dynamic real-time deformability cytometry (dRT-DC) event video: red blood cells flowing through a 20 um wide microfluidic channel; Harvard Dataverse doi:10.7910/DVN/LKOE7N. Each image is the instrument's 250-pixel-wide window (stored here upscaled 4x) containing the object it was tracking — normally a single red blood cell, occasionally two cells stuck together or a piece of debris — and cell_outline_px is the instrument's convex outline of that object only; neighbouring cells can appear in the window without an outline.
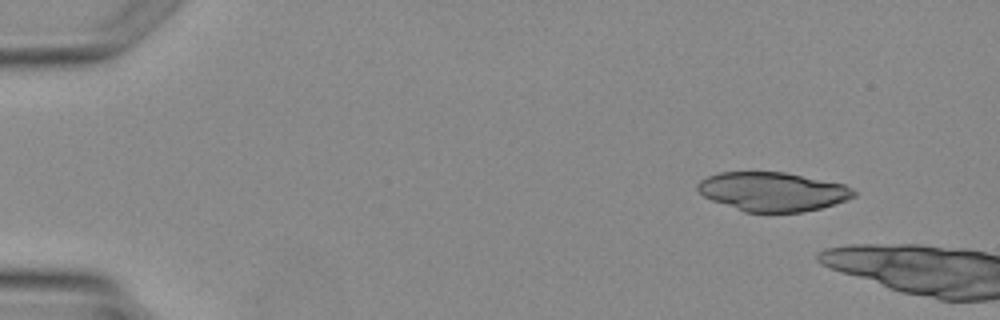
{"species": "Egyptian fruit bat (a non-hibernating species)", "species_latin": "Rousettus aegyptiacus", "temperature_condition": "warm", "stored_images_in_passage": 3, "camera_frame_rate_fps": 3000, "um_per_image_px": 0.085, "animal": {"sex": "female"}, "frame": {"image": 1, "passage_image": 1, "time_ms": 0.0, "image_size_px": [1000, 320], "cell_outline_px": [[856, 196], [820, 208], [804, 212], [744, 212], [712, 200], [704, 196], [696, 188], [696, 184], [700, 180], [708, 176], [720, 172], [784, 172], [844, 184], [852, 188], [856, 192]], "centroid_in_image_um": [65.65, 16.28], "position_along_channel_um": 19.3, "area_um2": 35.32}}